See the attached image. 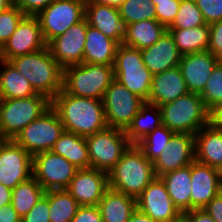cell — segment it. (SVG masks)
Listing matches in <instances>:
<instances>
[{
	"mask_svg": "<svg viewBox=\"0 0 222 222\" xmlns=\"http://www.w3.org/2000/svg\"><path fill=\"white\" fill-rule=\"evenodd\" d=\"M206 24L222 21V0H194Z\"/></svg>",
	"mask_w": 222,
	"mask_h": 222,
	"instance_id": "obj_41",
	"label": "cell"
},
{
	"mask_svg": "<svg viewBox=\"0 0 222 222\" xmlns=\"http://www.w3.org/2000/svg\"><path fill=\"white\" fill-rule=\"evenodd\" d=\"M21 217L13 208L12 204L0 207V222H20Z\"/></svg>",
	"mask_w": 222,
	"mask_h": 222,
	"instance_id": "obj_48",
	"label": "cell"
},
{
	"mask_svg": "<svg viewBox=\"0 0 222 222\" xmlns=\"http://www.w3.org/2000/svg\"><path fill=\"white\" fill-rule=\"evenodd\" d=\"M171 222H187L185 217L183 215H181L178 219L171 221Z\"/></svg>",
	"mask_w": 222,
	"mask_h": 222,
	"instance_id": "obj_54",
	"label": "cell"
},
{
	"mask_svg": "<svg viewBox=\"0 0 222 222\" xmlns=\"http://www.w3.org/2000/svg\"><path fill=\"white\" fill-rule=\"evenodd\" d=\"M118 43L100 30L87 26L83 63L114 65Z\"/></svg>",
	"mask_w": 222,
	"mask_h": 222,
	"instance_id": "obj_24",
	"label": "cell"
},
{
	"mask_svg": "<svg viewBox=\"0 0 222 222\" xmlns=\"http://www.w3.org/2000/svg\"><path fill=\"white\" fill-rule=\"evenodd\" d=\"M180 3L181 0L157 2L155 5V11L158 22L168 28L175 20Z\"/></svg>",
	"mask_w": 222,
	"mask_h": 222,
	"instance_id": "obj_40",
	"label": "cell"
},
{
	"mask_svg": "<svg viewBox=\"0 0 222 222\" xmlns=\"http://www.w3.org/2000/svg\"><path fill=\"white\" fill-rule=\"evenodd\" d=\"M210 26V38L208 51H210L219 62H222V21L215 22Z\"/></svg>",
	"mask_w": 222,
	"mask_h": 222,
	"instance_id": "obj_43",
	"label": "cell"
},
{
	"mask_svg": "<svg viewBox=\"0 0 222 222\" xmlns=\"http://www.w3.org/2000/svg\"><path fill=\"white\" fill-rule=\"evenodd\" d=\"M164 1H170V0H152V3H153L154 5H156L157 2H164Z\"/></svg>",
	"mask_w": 222,
	"mask_h": 222,
	"instance_id": "obj_56",
	"label": "cell"
},
{
	"mask_svg": "<svg viewBox=\"0 0 222 222\" xmlns=\"http://www.w3.org/2000/svg\"><path fill=\"white\" fill-rule=\"evenodd\" d=\"M114 79L113 65H70L63 69L62 90L76 97L102 100Z\"/></svg>",
	"mask_w": 222,
	"mask_h": 222,
	"instance_id": "obj_4",
	"label": "cell"
},
{
	"mask_svg": "<svg viewBox=\"0 0 222 222\" xmlns=\"http://www.w3.org/2000/svg\"><path fill=\"white\" fill-rule=\"evenodd\" d=\"M50 107L51 100L39 93L27 98L0 99V139H13Z\"/></svg>",
	"mask_w": 222,
	"mask_h": 222,
	"instance_id": "obj_6",
	"label": "cell"
},
{
	"mask_svg": "<svg viewBox=\"0 0 222 222\" xmlns=\"http://www.w3.org/2000/svg\"><path fill=\"white\" fill-rule=\"evenodd\" d=\"M215 222H222V193L220 192L204 208Z\"/></svg>",
	"mask_w": 222,
	"mask_h": 222,
	"instance_id": "obj_46",
	"label": "cell"
},
{
	"mask_svg": "<svg viewBox=\"0 0 222 222\" xmlns=\"http://www.w3.org/2000/svg\"><path fill=\"white\" fill-rule=\"evenodd\" d=\"M87 26V20L84 18L47 43L51 56L63 69L70 65L83 63Z\"/></svg>",
	"mask_w": 222,
	"mask_h": 222,
	"instance_id": "obj_16",
	"label": "cell"
},
{
	"mask_svg": "<svg viewBox=\"0 0 222 222\" xmlns=\"http://www.w3.org/2000/svg\"><path fill=\"white\" fill-rule=\"evenodd\" d=\"M191 210L204 209L221 192L219 171L194 160L191 163Z\"/></svg>",
	"mask_w": 222,
	"mask_h": 222,
	"instance_id": "obj_19",
	"label": "cell"
},
{
	"mask_svg": "<svg viewBox=\"0 0 222 222\" xmlns=\"http://www.w3.org/2000/svg\"><path fill=\"white\" fill-rule=\"evenodd\" d=\"M30 82L34 90L52 100L62 90L63 68L48 47L9 61Z\"/></svg>",
	"mask_w": 222,
	"mask_h": 222,
	"instance_id": "obj_3",
	"label": "cell"
},
{
	"mask_svg": "<svg viewBox=\"0 0 222 222\" xmlns=\"http://www.w3.org/2000/svg\"><path fill=\"white\" fill-rule=\"evenodd\" d=\"M88 146L90 168L109 173L131 143L125 131L107 127L85 137Z\"/></svg>",
	"mask_w": 222,
	"mask_h": 222,
	"instance_id": "obj_8",
	"label": "cell"
},
{
	"mask_svg": "<svg viewBox=\"0 0 222 222\" xmlns=\"http://www.w3.org/2000/svg\"><path fill=\"white\" fill-rule=\"evenodd\" d=\"M195 160V136L174 133L168 147L153 162L156 177L186 167Z\"/></svg>",
	"mask_w": 222,
	"mask_h": 222,
	"instance_id": "obj_17",
	"label": "cell"
},
{
	"mask_svg": "<svg viewBox=\"0 0 222 222\" xmlns=\"http://www.w3.org/2000/svg\"><path fill=\"white\" fill-rule=\"evenodd\" d=\"M144 65L154 75L179 66L182 54L166 31L152 46L140 50Z\"/></svg>",
	"mask_w": 222,
	"mask_h": 222,
	"instance_id": "obj_22",
	"label": "cell"
},
{
	"mask_svg": "<svg viewBox=\"0 0 222 222\" xmlns=\"http://www.w3.org/2000/svg\"><path fill=\"white\" fill-rule=\"evenodd\" d=\"M24 16L22 10L14 4L7 10L0 12V49L8 41Z\"/></svg>",
	"mask_w": 222,
	"mask_h": 222,
	"instance_id": "obj_39",
	"label": "cell"
},
{
	"mask_svg": "<svg viewBox=\"0 0 222 222\" xmlns=\"http://www.w3.org/2000/svg\"><path fill=\"white\" fill-rule=\"evenodd\" d=\"M186 83L179 66L153 75L148 103L161 106L187 94Z\"/></svg>",
	"mask_w": 222,
	"mask_h": 222,
	"instance_id": "obj_23",
	"label": "cell"
},
{
	"mask_svg": "<svg viewBox=\"0 0 222 222\" xmlns=\"http://www.w3.org/2000/svg\"><path fill=\"white\" fill-rule=\"evenodd\" d=\"M51 107L58 114L65 131L87 137L107 128L103 101L76 97L61 90Z\"/></svg>",
	"mask_w": 222,
	"mask_h": 222,
	"instance_id": "obj_1",
	"label": "cell"
},
{
	"mask_svg": "<svg viewBox=\"0 0 222 222\" xmlns=\"http://www.w3.org/2000/svg\"><path fill=\"white\" fill-rule=\"evenodd\" d=\"M86 0H55L36 17L46 43L62 35L85 16Z\"/></svg>",
	"mask_w": 222,
	"mask_h": 222,
	"instance_id": "obj_11",
	"label": "cell"
},
{
	"mask_svg": "<svg viewBox=\"0 0 222 222\" xmlns=\"http://www.w3.org/2000/svg\"><path fill=\"white\" fill-rule=\"evenodd\" d=\"M22 222H50L49 219V191L21 218Z\"/></svg>",
	"mask_w": 222,
	"mask_h": 222,
	"instance_id": "obj_42",
	"label": "cell"
},
{
	"mask_svg": "<svg viewBox=\"0 0 222 222\" xmlns=\"http://www.w3.org/2000/svg\"><path fill=\"white\" fill-rule=\"evenodd\" d=\"M47 47L40 23L36 16L25 15L18 23L15 31L0 49V59H11L29 54Z\"/></svg>",
	"mask_w": 222,
	"mask_h": 222,
	"instance_id": "obj_14",
	"label": "cell"
},
{
	"mask_svg": "<svg viewBox=\"0 0 222 222\" xmlns=\"http://www.w3.org/2000/svg\"><path fill=\"white\" fill-rule=\"evenodd\" d=\"M38 94L9 61L0 59V99L27 98Z\"/></svg>",
	"mask_w": 222,
	"mask_h": 222,
	"instance_id": "obj_28",
	"label": "cell"
},
{
	"mask_svg": "<svg viewBox=\"0 0 222 222\" xmlns=\"http://www.w3.org/2000/svg\"><path fill=\"white\" fill-rule=\"evenodd\" d=\"M194 136L195 160L219 169L222 166V131L208 124Z\"/></svg>",
	"mask_w": 222,
	"mask_h": 222,
	"instance_id": "obj_25",
	"label": "cell"
},
{
	"mask_svg": "<svg viewBox=\"0 0 222 222\" xmlns=\"http://www.w3.org/2000/svg\"><path fill=\"white\" fill-rule=\"evenodd\" d=\"M13 5V0H0V12L7 10Z\"/></svg>",
	"mask_w": 222,
	"mask_h": 222,
	"instance_id": "obj_53",
	"label": "cell"
},
{
	"mask_svg": "<svg viewBox=\"0 0 222 222\" xmlns=\"http://www.w3.org/2000/svg\"><path fill=\"white\" fill-rule=\"evenodd\" d=\"M206 22L194 0H181L175 20L167 29H185L205 25Z\"/></svg>",
	"mask_w": 222,
	"mask_h": 222,
	"instance_id": "obj_37",
	"label": "cell"
},
{
	"mask_svg": "<svg viewBox=\"0 0 222 222\" xmlns=\"http://www.w3.org/2000/svg\"><path fill=\"white\" fill-rule=\"evenodd\" d=\"M88 25L100 30L105 36L122 44L125 35V25L118 8L108 5L90 3L86 0L85 16Z\"/></svg>",
	"mask_w": 222,
	"mask_h": 222,
	"instance_id": "obj_21",
	"label": "cell"
},
{
	"mask_svg": "<svg viewBox=\"0 0 222 222\" xmlns=\"http://www.w3.org/2000/svg\"><path fill=\"white\" fill-rule=\"evenodd\" d=\"M45 194L43 187L32 176L12 190V206L19 216L24 217Z\"/></svg>",
	"mask_w": 222,
	"mask_h": 222,
	"instance_id": "obj_33",
	"label": "cell"
},
{
	"mask_svg": "<svg viewBox=\"0 0 222 222\" xmlns=\"http://www.w3.org/2000/svg\"><path fill=\"white\" fill-rule=\"evenodd\" d=\"M33 177L45 192L66 189L77 169L61 155L44 151L33 155Z\"/></svg>",
	"mask_w": 222,
	"mask_h": 222,
	"instance_id": "obj_12",
	"label": "cell"
},
{
	"mask_svg": "<svg viewBox=\"0 0 222 222\" xmlns=\"http://www.w3.org/2000/svg\"><path fill=\"white\" fill-rule=\"evenodd\" d=\"M12 202V190L0 183V207Z\"/></svg>",
	"mask_w": 222,
	"mask_h": 222,
	"instance_id": "obj_50",
	"label": "cell"
},
{
	"mask_svg": "<svg viewBox=\"0 0 222 222\" xmlns=\"http://www.w3.org/2000/svg\"><path fill=\"white\" fill-rule=\"evenodd\" d=\"M187 222H215L204 209H193L182 213Z\"/></svg>",
	"mask_w": 222,
	"mask_h": 222,
	"instance_id": "obj_47",
	"label": "cell"
},
{
	"mask_svg": "<svg viewBox=\"0 0 222 222\" xmlns=\"http://www.w3.org/2000/svg\"><path fill=\"white\" fill-rule=\"evenodd\" d=\"M182 55L208 51L210 26L208 24L185 28L167 29Z\"/></svg>",
	"mask_w": 222,
	"mask_h": 222,
	"instance_id": "obj_31",
	"label": "cell"
},
{
	"mask_svg": "<svg viewBox=\"0 0 222 222\" xmlns=\"http://www.w3.org/2000/svg\"><path fill=\"white\" fill-rule=\"evenodd\" d=\"M159 107L162 125L174 133L195 135L201 128L209 124V111L200 94L188 92Z\"/></svg>",
	"mask_w": 222,
	"mask_h": 222,
	"instance_id": "obj_5",
	"label": "cell"
},
{
	"mask_svg": "<svg viewBox=\"0 0 222 222\" xmlns=\"http://www.w3.org/2000/svg\"><path fill=\"white\" fill-rule=\"evenodd\" d=\"M108 188V173L89 168L78 170L66 190L80 206H98Z\"/></svg>",
	"mask_w": 222,
	"mask_h": 222,
	"instance_id": "obj_18",
	"label": "cell"
},
{
	"mask_svg": "<svg viewBox=\"0 0 222 222\" xmlns=\"http://www.w3.org/2000/svg\"><path fill=\"white\" fill-rule=\"evenodd\" d=\"M162 125L161 110L157 105L145 102L125 131L131 144H137L146 135Z\"/></svg>",
	"mask_w": 222,
	"mask_h": 222,
	"instance_id": "obj_32",
	"label": "cell"
},
{
	"mask_svg": "<svg viewBox=\"0 0 222 222\" xmlns=\"http://www.w3.org/2000/svg\"><path fill=\"white\" fill-rule=\"evenodd\" d=\"M33 156L13 139H0V183L13 190L33 176Z\"/></svg>",
	"mask_w": 222,
	"mask_h": 222,
	"instance_id": "obj_13",
	"label": "cell"
},
{
	"mask_svg": "<svg viewBox=\"0 0 222 222\" xmlns=\"http://www.w3.org/2000/svg\"><path fill=\"white\" fill-rule=\"evenodd\" d=\"M208 111L222 104V62H218L200 94Z\"/></svg>",
	"mask_w": 222,
	"mask_h": 222,
	"instance_id": "obj_38",
	"label": "cell"
},
{
	"mask_svg": "<svg viewBox=\"0 0 222 222\" xmlns=\"http://www.w3.org/2000/svg\"><path fill=\"white\" fill-rule=\"evenodd\" d=\"M63 132L64 127L58 114L50 107L21 130L13 140L33 156L40 152L51 151Z\"/></svg>",
	"mask_w": 222,
	"mask_h": 222,
	"instance_id": "obj_9",
	"label": "cell"
},
{
	"mask_svg": "<svg viewBox=\"0 0 222 222\" xmlns=\"http://www.w3.org/2000/svg\"><path fill=\"white\" fill-rule=\"evenodd\" d=\"M90 3H97V4H103V5H108L114 8H119L120 5L125 1V0H88Z\"/></svg>",
	"mask_w": 222,
	"mask_h": 222,
	"instance_id": "obj_52",
	"label": "cell"
},
{
	"mask_svg": "<svg viewBox=\"0 0 222 222\" xmlns=\"http://www.w3.org/2000/svg\"><path fill=\"white\" fill-rule=\"evenodd\" d=\"M218 62L210 51L182 55L179 68L188 91L201 94Z\"/></svg>",
	"mask_w": 222,
	"mask_h": 222,
	"instance_id": "obj_20",
	"label": "cell"
},
{
	"mask_svg": "<svg viewBox=\"0 0 222 222\" xmlns=\"http://www.w3.org/2000/svg\"><path fill=\"white\" fill-rule=\"evenodd\" d=\"M137 210L156 222H171L182 213L174 205L160 177H156L137 197Z\"/></svg>",
	"mask_w": 222,
	"mask_h": 222,
	"instance_id": "obj_15",
	"label": "cell"
},
{
	"mask_svg": "<svg viewBox=\"0 0 222 222\" xmlns=\"http://www.w3.org/2000/svg\"><path fill=\"white\" fill-rule=\"evenodd\" d=\"M71 222H103L98 206H79Z\"/></svg>",
	"mask_w": 222,
	"mask_h": 222,
	"instance_id": "obj_45",
	"label": "cell"
},
{
	"mask_svg": "<svg viewBox=\"0 0 222 222\" xmlns=\"http://www.w3.org/2000/svg\"><path fill=\"white\" fill-rule=\"evenodd\" d=\"M79 206L66 189L49 191L50 222H71Z\"/></svg>",
	"mask_w": 222,
	"mask_h": 222,
	"instance_id": "obj_34",
	"label": "cell"
},
{
	"mask_svg": "<svg viewBox=\"0 0 222 222\" xmlns=\"http://www.w3.org/2000/svg\"><path fill=\"white\" fill-rule=\"evenodd\" d=\"M113 67L115 79L147 102L153 74L144 65L140 49L119 44Z\"/></svg>",
	"mask_w": 222,
	"mask_h": 222,
	"instance_id": "obj_7",
	"label": "cell"
},
{
	"mask_svg": "<svg viewBox=\"0 0 222 222\" xmlns=\"http://www.w3.org/2000/svg\"><path fill=\"white\" fill-rule=\"evenodd\" d=\"M103 222H127L136 211V198L108 188L98 204Z\"/></svg>",
	"mask_w": 222,
	"mask_h": 222,
	"instance_id": "obj_26",
	"label": "cell"
},
{
	"mask_svg": "<svg viewBox=\"0 0 222 222\" xmlns=\"http://www.w3.org/2000/svg\"><path fill=\"white\" fill-rule=\"evenodd\" d=\"M118 10L125 26L137 21L156 19L152 0H125Z\"/></svg>",
	"mask_w": 222,
	"mask_h": 222,
	"instance_id": "obj_36",
	"label": "cell"
},
{
	"mask_svg": "<svg viewBox=\"0 0 222 222\" xmlns=\"http://www.w3.org/2000/svg\"><path fill=\"white\" fill-rule=\"evenodd\" d=\"M55 0H13L25 15L36 16L41 10L48 7Z\"/></svg>",
	"mask_w": 222,
	"mask_h": 222,
	"instance_id": "obj_44",
	"label": "cell"
},
{
	"mask_svg": "<svg viewBox=\"0 0 222 222\" xmlns=\"http://www.w3.org/2000/svg\"><path fill=\"white\" fill-rule=\"evenodd\" d=\"M209 124L217 129H222V104L209 111Z\"/></svg>",
	"mask_w": 222,
	"mask_h": 222,
	"instance_id": "obj_49",
	"label": "cell"
},
{
	"mask_svg": "<svg viewBox=\"0 0 222 222\" xmlns=\"http://www.w3.org/2000/svg\"><path fill=\"white\" fill-rule=\"evenodd\" d=\"M107 126L126 131L145 101L114 79L102 99Z\"/></svg>",
	"mask_w": 222,
	"mask_h": 222,
	"instance_id": "obj_10",
	"label": "cell"
},
{
	"mask_svg": "<svg viewBox=\"0 0 222 222\" xmlns=\"http://www.w3.org/2000/svg\"><path fill=\"white\" fill-rule=\"evenodd\" d=\"M174 132L166 126L160 125L140 140L136 145L143 151L144 156L154 162L170 144Z\"/></svg>",
	"mask_w": 222,
	"mask_h": 222,
	"instance_id": "obj_35",
	"label": "cell"
},
{
	"mask_svg": "<svg viewBox=\"0 0 222 222\" xmlns=\"http://www.w3.org/2000/svg\"><path fill=\"white\" fill-rule=\"evenodd\" d=\"M174 205L185 213L191 210V164L160 176Z\"/></svg>",
	"mask_w": 222,
	"mask_h": 222,
	"instance_id": "obj_27",
	"label": "cell"
},
{
	"mask_svg": "<svg viewBox=\"0 0 222 222\" xmlns=\"http://www.w3.org/2000/svg\"><path fill=\"white\" fill-rule=\"evenodd\" d=\"M156 178L153 162L131 144L108 173V187L136 198Z\"/></svg>",
	"mask_w": 222,
	"mask_h": 222,
	"instance_id": "obj_2",
	"label": "cell"
},
{
	"mask_svg": "<svg viewBox=\"0 0 222 222\" xmlns=\"http://www.w3.org/2000/svg\"><path fill=\"white\" fill-rule=\"evenodd\" d=\"M166 31L157 19L137 21L125 26L122 44L143 50L152 46Z\"/></svg>",
	"mask_w": 222,
	"mask_h": 222,
	"instance_id": "obj_29",
	"label": "cell"
},
{
	"mask_svg": "<svg viewBox=\"0 0 222 222\" xmlns=\"http://www.w3.org/2000/svg\"><path fill=\"white\" fill-rule=\"evenodd\" d=\"M51 151L63 156L79 170L90 168L89 152L85 137L64 130Z\"/></svg>",
	"mask_w": 222,
	"mask_h": 222,
	"instance_id": "obj_30",
	"label": "cell"
},
{
	"mask_svg": "<svg viewBox=\"0 0 222 222\" xmlns=\"http://www.w3.org/2000/svg\"><path fill=\"white\" fill-rule=\"evenodd\" d=\"M127 222H156L152 220L149 216L141 213L136 209V211L131 215Z\"/></svg>",
	"mask_w": 222,
	"mask_h": 222,
	"instance_id": "obj_51",
	"label": "cell"
},
{
	"mask_svg": "<svg viewBox=\"0 0 222 222\" xmlns=\"http://www.w3.org/2000/svg\"><path fill=\"white\" fill-rule=\"evenodd\" d=\"M219 171V181H220V185L222 187V166L218 169Z\"/></svg>",
	"mask_w": 222,
	"mask_h": 222,
	"instance_id": "obj_55",
	"label": "cell"
}]
</instances>
